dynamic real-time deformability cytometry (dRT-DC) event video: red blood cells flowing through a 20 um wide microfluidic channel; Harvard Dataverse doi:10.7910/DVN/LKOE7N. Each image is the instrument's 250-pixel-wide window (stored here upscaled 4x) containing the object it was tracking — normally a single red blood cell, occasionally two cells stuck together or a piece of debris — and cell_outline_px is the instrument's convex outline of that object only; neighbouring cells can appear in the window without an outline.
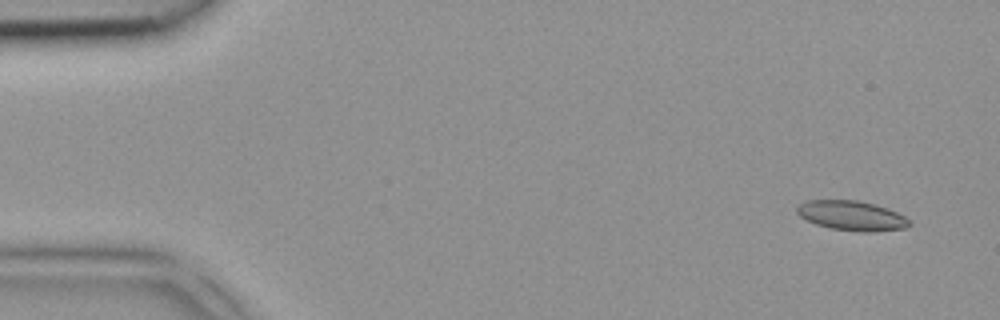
{"species": "common noctule bat (a hibernating species)", "species_latin": "Nyctalus noctula", "temperature_condition": "room temperature", "stored_images_in_passage": 3, "camera_frame_rate_fps": 3000, "um_per_image_px": 0.085, "animal": {"sex": "female", "body_mass_g": 18.4}, "frame": {"image": 1, "passage_image": 1, "time_ms": 0.0, "image_size_px": [1000, 320], "cell_outline_px": [[912, 224], [904, 228], [872, 232], [860, 232], [832, 228], [816, 224], [800, 216], [796, 212], [796, 208], [800, 204], [808, 200], [860, 200], [876, 204], [888, 208], [904, 216]], "centroid_in_image_um": [72.41, 18.32], "position_along_channel_um": 12.6, "area_um2": 19.42}}
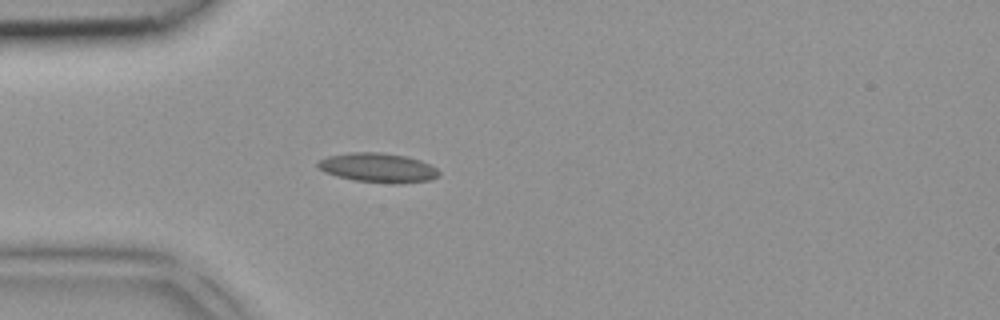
{"frame": {"image": 2, "passage_image": 3, "time_ms": 0.667, "image_size_px": [1000, 320], "cell_outline_px": [[440, 176], [428, 180], [392, 184], [356, 180], [336, 176], [324, 172], [316, 164], [320, 160], [328, 156], [348, 152], [380, 152], [408, 156], [420, 160], [436, 168], [440, 172]], "centroid_in_image_um": [32.13, 14.25], "position_along_channel_um": 52.9, "area_um2": 20.69}}